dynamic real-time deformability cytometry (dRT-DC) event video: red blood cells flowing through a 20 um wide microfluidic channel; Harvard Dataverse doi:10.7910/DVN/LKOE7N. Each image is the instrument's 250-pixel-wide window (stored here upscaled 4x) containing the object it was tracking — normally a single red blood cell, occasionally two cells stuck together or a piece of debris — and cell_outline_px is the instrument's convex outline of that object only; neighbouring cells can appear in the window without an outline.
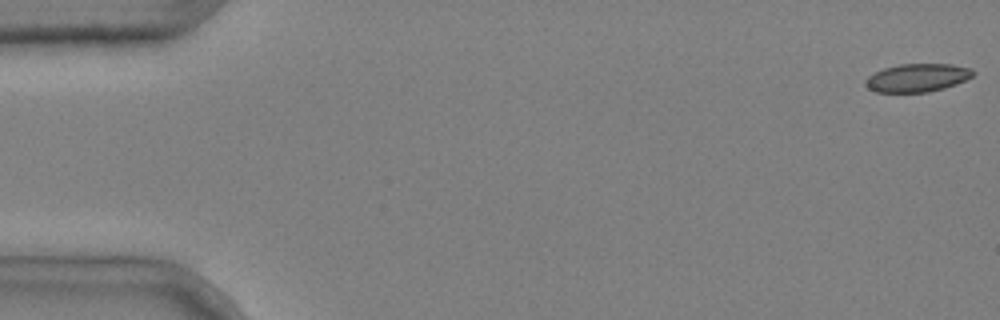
{"species": "common noctule bat (a hibernating species)", "species_latin": "Nyctalus noctula", "temperature_condition": "cold", "stored_images_in_passage": 4, "camera_frame_rate_fps": 3000, "um_per_image_px": 0.085, "animal": {"sex": "male", "body_mass_g": 20.4}, "frame": {"image": 1, "passage_image": 1, "time_ms": 0.0, "image_size_px": [1000, 320], "cell_outline_px": [[976, 72], [972, 76], [956, 84], [944, 88], [928, 92], [876, 92], [868, 88], [864, 84], [864, 80], [868, 76], [884, 68], [900, 64], [952, 64], [972, 68]], "centroid_in_image_um": [77.97, 6.61], "position_along_channel_um": 7.0, "area_um2": 17.69}}
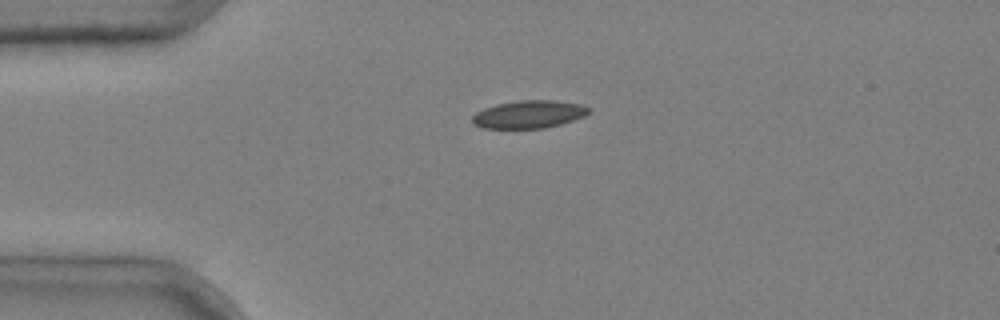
{"frame": {"image": 2, "passage_image": 4, "time_ms": 1.0, "image_size_px": [1000, 320], "cell_outline_px": [[592, 108], [584, 116], [560, 124], [544, 128], [480, 128], [472, 124], [472, 116], [476, 112], [484, 108], [496, 104], [520, 100], [556, 100], [580, 104]], "centroid_in_image_um": [44.92, 9.71], "position_along_channel_um": 40.1, "area_um2": 18.9}}